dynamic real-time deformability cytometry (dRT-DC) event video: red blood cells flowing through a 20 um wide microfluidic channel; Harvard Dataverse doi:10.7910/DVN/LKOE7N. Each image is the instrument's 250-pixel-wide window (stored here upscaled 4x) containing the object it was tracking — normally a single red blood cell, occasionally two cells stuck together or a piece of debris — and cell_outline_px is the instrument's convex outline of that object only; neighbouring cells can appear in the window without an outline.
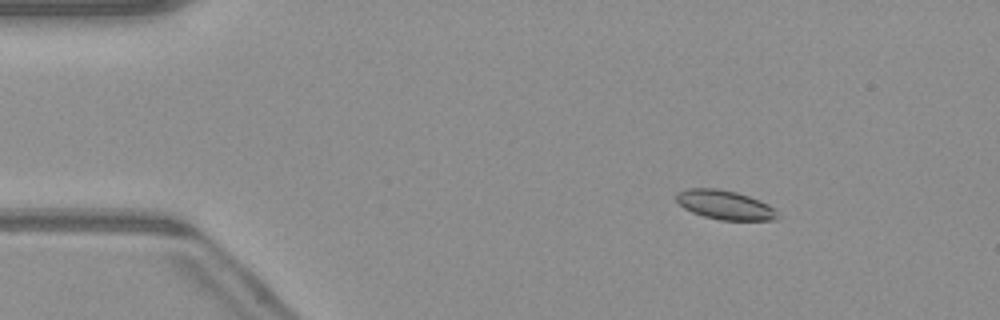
{"species": "common noctule bat (a hibernating species)", "species_latin": "Nyctalus noctula", "temperature_condition": "warm", "stored_images_in_passage": 51, "camera_frame_rate_fps": 3000, "um_per_image_px": 0.085, "animal": {"sex": "male", "body_mass_g": 23.1, "forearm_length_mm": 52.7}, "frame": {"image": 1, "passage_image": 8, "time_ms": 2.333, "image_size_px": [1000, 320], "cell_outline_px": [[780, 216], [776, 220], [720, 220], [704, 216], [692, 212], [684, 208], [676, 200], [676, 192], [688, 188], [716, 188], [736, 192], [748, 196], [768, 204]], "centroid_in_image_um": [61.6, 17.41], "position_along_channel_um": 23.4, "area_um2": 17.11}}
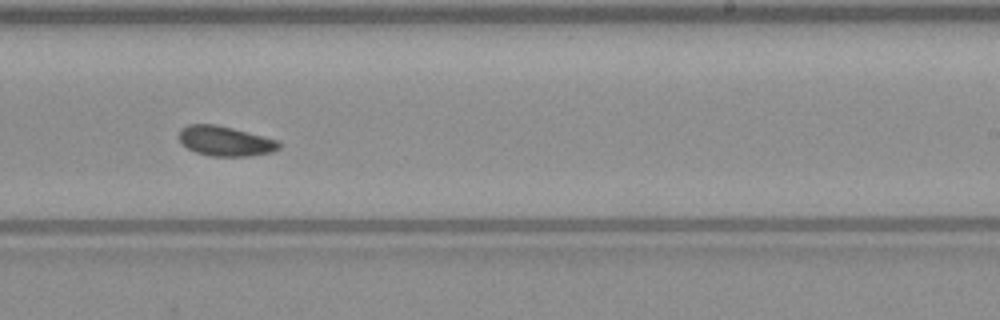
{"frame": {"image": 2, "passage_image": 32, "time_ms": 10.333, "image_size_px": [1000, 320], "cell_outline_px": [[280, 148], [272, 152], [252, 156], [212, 156], [196, 152], [188, 148], [180, 140], [180, 128], [188, 124], [216, 124], [280, 140]], "centroid_in_image_um": [19.18, 11.99], "position_along_channel_um": 269.8, "area_um2": 17.4}}
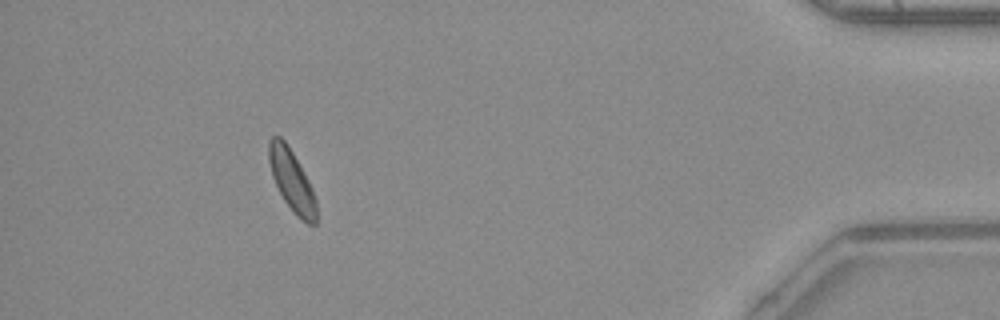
{"frame": {"image": 3, "passage_image": 47, "time_ms": 15.333, "image_size_px": [1000, 320], "cell_outline_px": [[316, 224], [308, 224], [300, 220], [296, 216], [284, 200], [272, 176], [268, 160], [268, 140], [272, 136], [280, 136], [284, 140], [292, 152], [308, 180], [312, 188], [316, 200]], "centroid_in_image_um": [24.79, 15.35], "position_along_channel_um": 410.4, "area_um2": 16.88}}